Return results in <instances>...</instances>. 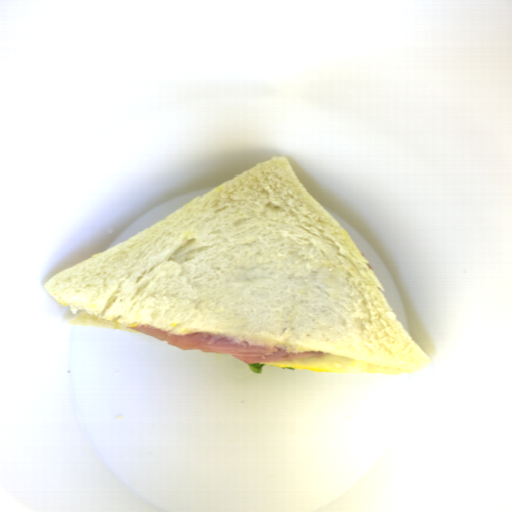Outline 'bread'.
I'll use <instances>...</instances> for the list:
<instances>
[{"label":"bread","instance_id":"1","mask_svg":"<svg viewBox=\"0 0 512 512\" xmlns=\"http://www.w3.org/2000/svg\"><path fill=\"white\" fill-rule=\"evenodd\" d=\"M69 323L209 333L314 351L365 372L428 371L360 247L285 157L215 187L48 279Z\"/></svg>","mask_w":512,"mask_h":512}]
</instances>
